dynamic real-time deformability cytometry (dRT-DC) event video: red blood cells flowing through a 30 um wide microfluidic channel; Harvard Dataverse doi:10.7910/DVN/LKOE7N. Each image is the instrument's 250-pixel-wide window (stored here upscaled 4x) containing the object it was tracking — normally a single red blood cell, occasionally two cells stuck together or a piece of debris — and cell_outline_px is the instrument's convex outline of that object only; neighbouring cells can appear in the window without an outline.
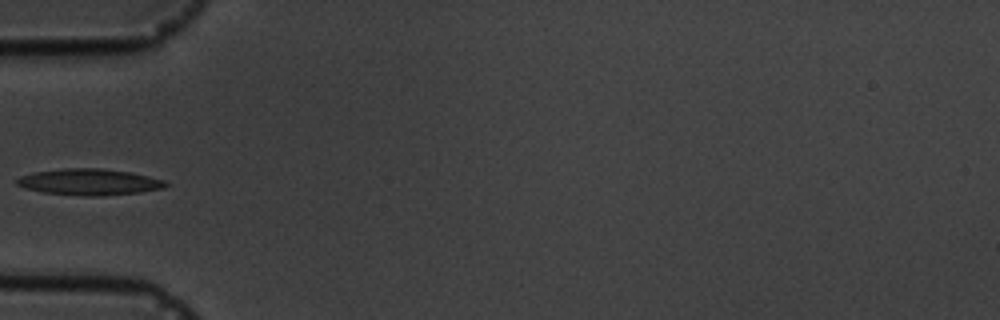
{"species": "common noctule bat (a hibernating species)", "species_latin": "Nyctalus noctula", "temperature_condition": "cold", "stored_images_in_passage": 1, "camera_frame_rate_fps": 3000, "um_per_image_px": 0.085, "animal": {"sex": "male", "body_mass_g": 19.5, "forearm_length_mm": 54.6}, "frame": {"image": 1, "passage_image": 1, "time_ms": 0.0, "image_size_px": [1000, 320], "cell_outline_px": [[168, 184], [164, 188], [140, 192], [100, 196], [88, 196], [44, 192], [24, 188], [16, 184], [16, 180], [20, 176], [32, 172], [64, 168], [100, 168], [132, 172], [164, 180]], "centroid_in_image_um": [7.58, 15.46], "position_along_channel_um": 77.4, "area_um2": 22.77}}